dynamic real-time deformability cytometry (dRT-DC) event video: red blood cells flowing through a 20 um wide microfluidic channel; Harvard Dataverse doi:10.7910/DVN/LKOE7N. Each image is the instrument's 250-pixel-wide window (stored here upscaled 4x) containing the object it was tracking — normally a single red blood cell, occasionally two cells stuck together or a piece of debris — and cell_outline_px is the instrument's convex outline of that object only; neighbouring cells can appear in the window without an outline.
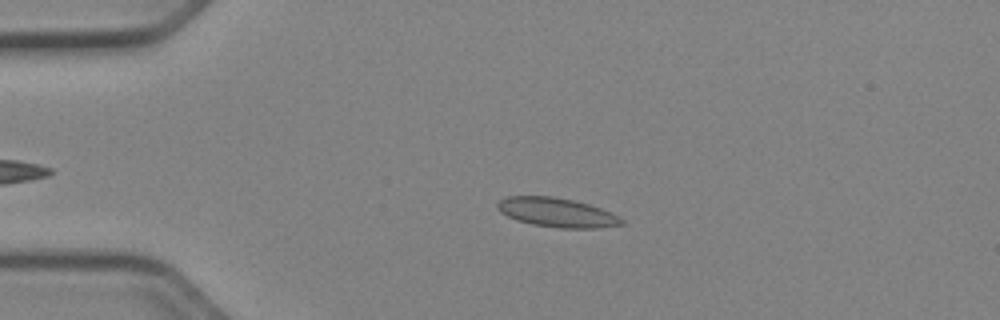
{"species": "Egyptian fruit bat (a non-hibernating species)", "species_latin": "Rousettus aegyptiacus", "temperature_condition": "cold", "stored_images_in_passage": 35, "camera_frame_rate_fps": 3000, "um_per_image_px": 0.085, "animal": {"sex": "female"}, "frame": {"image": 1, "passage_image": 1, "time_ms": 0.0, "image_size_px": [1000, 320], "cell_outline_px": [[624, 224], [600, 228], [560, 228], [532, 224], [516, 220], [500, 212], [496, 208], [496, 204], [500, 200], [508, 196], [552, 196], [572, 200], [588, 204], [612, 212], [620, 216], [624, 220]], "centroid_in_image_um": [47.35, 18.06], "position_along_channel_um": 37.7, "area_um2": 21.21}}
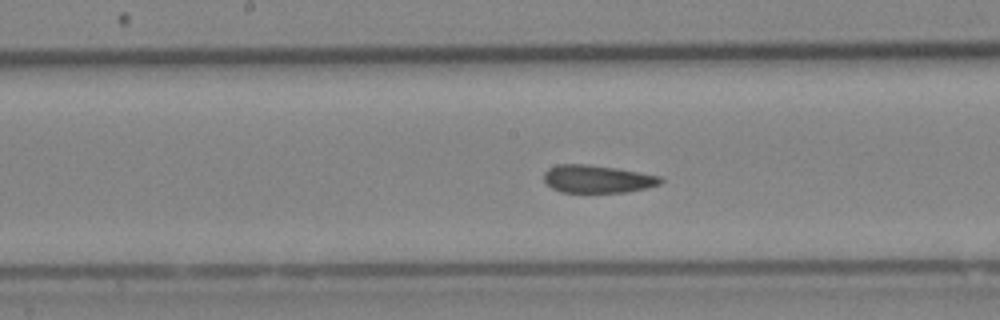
{"frame": {"image": 2, "passage_image": 16, "time_ms": 5.0, "image_size_px": [1000, 320], "cell_outline_px": [[664, 180], [660, 184], [628, 192], [560, 192], [552, 188], [544, 180], [544, 172], [548, 168], [556, 164], [588, 164], [616, 168], [660, 176]], "centroid_in_image_um": [50.75, 15.21], "position_along_channel_um": 197.5, "area_um2": 18.84}}
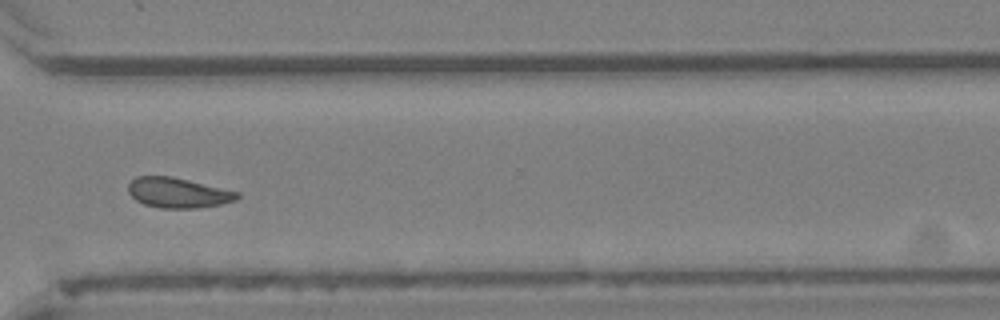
{"frame": {"image": 3, "passage_image": 28, "time_ms": 9.0, "image_size_px": [1000, 320], "cell_outline_px": [[240, 196], [236, 200], [220, 204], [196, 208], [160, 208], [144, 204], [136, 200], [128, 192], [128, 184], [136, 176], [172, 176], [240, 192]], "centroid_in_image_um": [15.13, 16.38], "position_along_channel_um": 355.5, "area_um2": 19.13}, "authors_computed_cell_mechanics": {"area_um2": 19.8832, "velocity_mm_per_s": 3.9395, "shape_relaxation_time_tau1_ms": null, "shape_relaxation_time_tau2_ms": 0.9255, "deformation_change_tau1": null, "deformation_change_tau2": 0.0344}}